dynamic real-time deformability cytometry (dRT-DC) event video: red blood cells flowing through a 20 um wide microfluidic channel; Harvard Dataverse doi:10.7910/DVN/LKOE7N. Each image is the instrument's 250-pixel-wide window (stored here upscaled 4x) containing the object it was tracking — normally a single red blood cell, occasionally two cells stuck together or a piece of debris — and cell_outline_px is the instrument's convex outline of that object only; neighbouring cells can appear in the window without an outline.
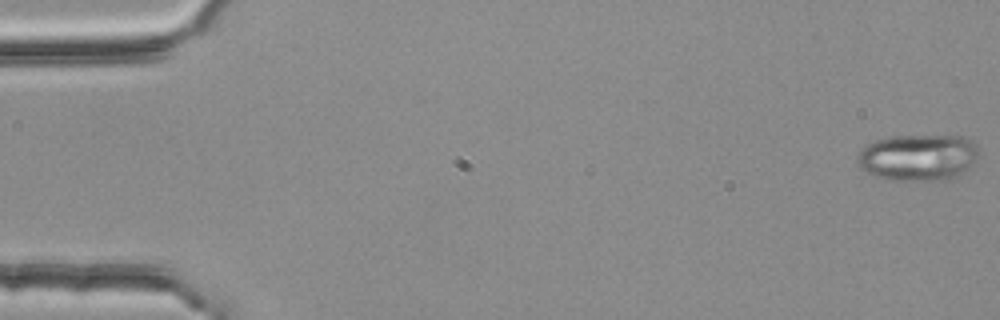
{"species": "common noctule bat (a hibernating species)", "species_latin": "Nyctalus noctula", "temperature_condition": "room temperature", "stored_images_in_passage": 56, "camera_frame_rate_fps": 3000, "um_per_image_px": 0.085, "animal": {"sex": "female", "body_mass_g": 25.1}, "frame": {"image": 1, "passage_image": 1, "time_ms": 0.0, "image_size_px": [1000, 320], "cell_outline_px": [[980, 152], [976, 160], [968, 168], [952, 180], [892, 180], [876, 176], [860, 168], [856, 164], [856, 156], [868, 144], [876, 140], [896, 136], [964, 136], [972, 140], [976, 144]], "centroid_in_image_um": [78.07, 13.38], "position_along_channel_um": 6.9, "area_um2": 33.06}}
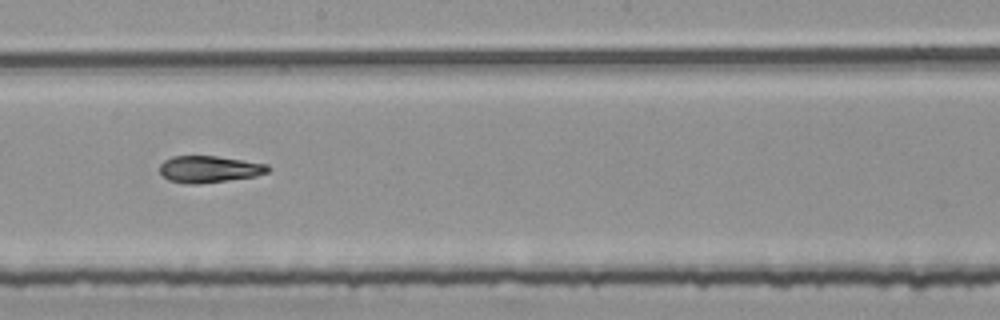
{"frame": {"image": 2, "passage_image": 31, "time_ms": 10.0, "image_size_px": [1000, 320], "cell_outline_px": [[272, 168], [268, 172], [256, 176], [228, 180], [196, 184], [184, 184], [168, 180], [160, 172], [160, 164], [164, 160], [172, 156], [216, 156], [268, 164]], "centroid_in_image_um": [17.78, 14.38], "position_along_channel_um": 230.4, "area_um2": 16.94}}
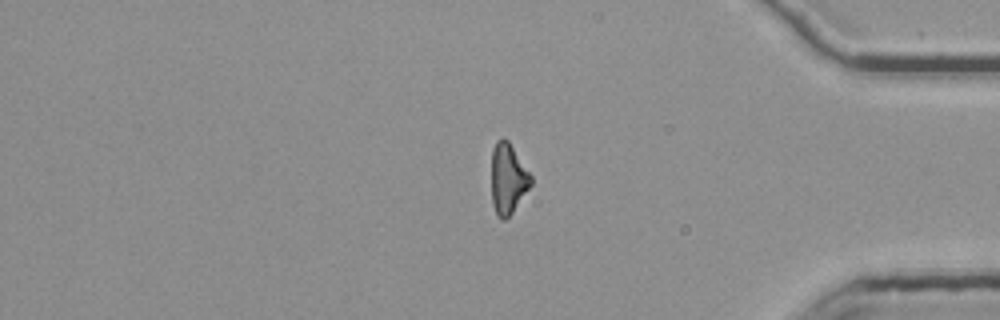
{"frame": {"image": 3, "passage_image": 46, "time_ms": 15.0, "image_size_px": [1000, 320], "cell_outline_px": [[532, 184], [512, 212], [504, 220], [500, 220], [496, 216], [492, 204], [492, 148], [496, 140], [504, 136], [508, 140], [532, 176]], "centroid_in_image_um": [43.16, 15.18], "position_along_channel_um": 392.0, "area_um2": 16.3}, "authors_computed_cell_mechanics": {"area_um2": 17.629, "velocity_mm_per_s": 3.7759, "shape_relaxation_time_tau1_ms": 9.1925, "shape_relaxation_time_tau2_ms": 5.1684, "deformation_change_tau1": 0.2308, "deformation_change_tau2": 0.0858}}